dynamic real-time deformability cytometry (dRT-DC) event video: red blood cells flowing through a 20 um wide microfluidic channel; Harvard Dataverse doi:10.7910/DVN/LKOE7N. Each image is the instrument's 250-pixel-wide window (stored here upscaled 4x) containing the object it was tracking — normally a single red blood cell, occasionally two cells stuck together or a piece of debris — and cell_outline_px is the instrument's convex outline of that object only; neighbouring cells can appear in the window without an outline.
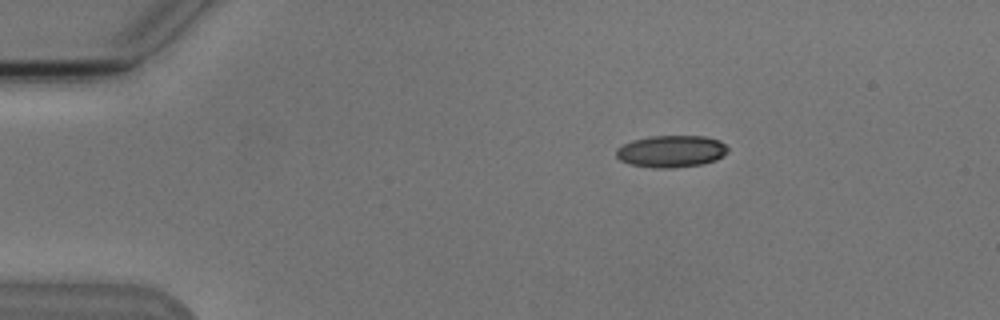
{"species": "Egyptian fruit bat (a non-hibernating species)", "species_latin": "Rousettus aegyptiacus", "temperature_condition": "cold", "stored_images_in_passage": 2, "camera_frame_rate_fps": 3000, "um_per_image_px": 0.085, "animal": {"sex": "male"}, "frame": {"image": 1, "passage_image": 1, "time_ms": 0.0, "image_size_px": [1000, 320], "cell_outline_px": [[728, 152], [716, 160], [704, 164], [672, 168], [652, 168], [628, 164], [620, 160], [616, 156], [616, 148], [632, 140], [648, 136], [704, 136], [720, 140], [728, 148]], "centroid_in_image_um": [57.05, 12.87], "position_along_channel_um": 28.0, "area_um2": 21.04}}